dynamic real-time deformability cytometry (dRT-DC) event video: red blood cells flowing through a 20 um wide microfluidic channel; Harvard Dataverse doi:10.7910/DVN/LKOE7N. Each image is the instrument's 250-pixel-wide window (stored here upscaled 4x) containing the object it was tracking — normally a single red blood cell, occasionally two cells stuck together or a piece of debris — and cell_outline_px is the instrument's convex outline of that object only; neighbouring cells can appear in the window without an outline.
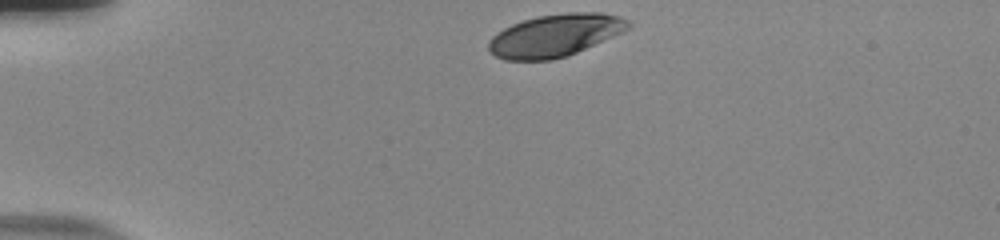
{"species": "human", "species_latin": "Homo sapiens", "temperature_condition": "room temperature", "stored_images_in_passage": 35, "camera_frame_rate_fps": 3000, "um_per_image_px": 0.085, "donor": {"sex": "male"}, "frame": {"image": 1, "passage_image": 1, "time_ms": 0.0, "image_size_px": [1000, 240], "cell_outline_px": [[632, 24], [628, 28], [612, 36], [568, 56], [552, 60], [504, 60], [488, 52], [488, 40], [492, 36], [504, 28], [512, 24], [536, 16], [568, 12], [604, 12], [620, 16], [628, 20]], "centroid_in_image_um": [47.15, 3.0], "position_along_channel_um": 37.9, "area_um2": 34.56}}
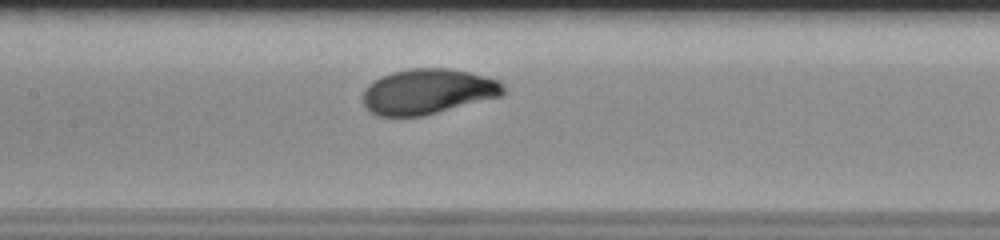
{"frame": {"image": 2, "passage_image": 16, "time_ms": 5.0, "image_size_px": [1000, 240], "cell_outline_px": [[504, 92], [500, 96], [424, 116], [380, 116], [372, 112], [364, 104], [364, 88], [368, 84], [380, 76], [392, 72], [408, 68], [448, 68], [468, 72], [484, 76], [496, 80], [504, 88]], "centroid_in_image_um": [36.32, 7.77], "position_along_channel_um": 171.1, "area_um2": 36.76}}
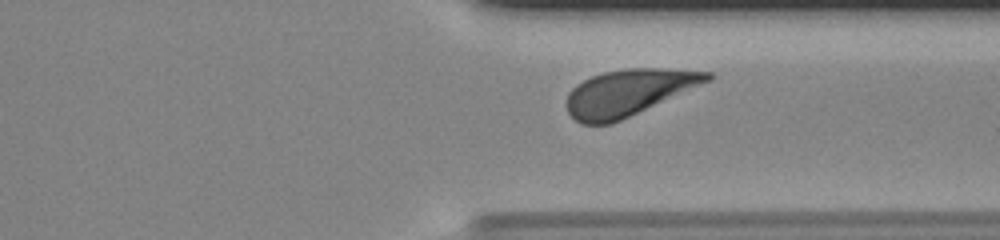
{"frame": {"image": 3, "passage_image": 31, "time_ms": 10.0, "image_size_px": [1000, 240], "cell_outline_px": [[716, 76], [712, 80], [612, 124], [580, 124], [568, 112], [568, 92], [576, 84], [592, 76], [604, 72], [628, 68], [660, 68], [712, 72]], "centroid_in_image_um": [53.45, 7.86], "position_along_channel_um": 357.9, "area_um2": 37.8}, "authors_computed_cell_mechanics": {"area_um2": 36.8186, "velocity_mm_per_s": 3.7308, "shape_relaxation_time_tau1_ms": 2.2424, "shape_relaxation_time_tau2_ms": null, "deformation_change_tau1": 0.1499, "deformation_change_tau2": null}}